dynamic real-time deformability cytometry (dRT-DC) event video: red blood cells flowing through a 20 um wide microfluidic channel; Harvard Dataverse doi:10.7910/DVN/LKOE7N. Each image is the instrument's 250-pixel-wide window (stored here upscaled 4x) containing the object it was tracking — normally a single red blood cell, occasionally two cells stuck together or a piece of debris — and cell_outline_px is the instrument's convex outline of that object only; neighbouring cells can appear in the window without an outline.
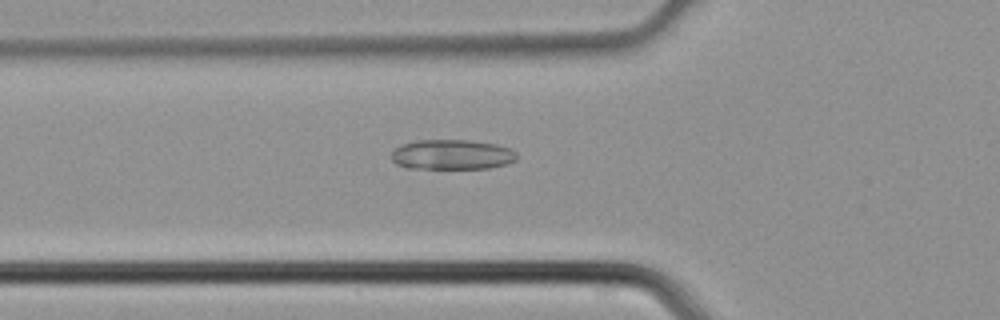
{"species": "common noctule bat (a hibernating species)", "species_latin": "Nyctalus noctula", "temperature_condition": "cold", "stored_images_in_passage": 9, "camera_frame_rate_fps": 3000, "um_per_image_px": 0.085, "animal": {"sex": "male", "body_mass_g": 21.5, "forearm_length_mm": 52.0}, "frame": {"image": 1, "passage_image": 2, "time_ms": 0.333, "image_size_px": [1000, 320], "cell_outline_px": [[516, 160], [504, 164], [488, 168], [408, 168], [396, 164], [392, 160], [392, 152], [400, 144], [416, 140], [468, 140], [496, 144], [508, 148], [516, 152]], "centroid_in_image_um": [38.38, 13.13], "position_along_channel_um": 87.4, "area_um2": 21.79}}
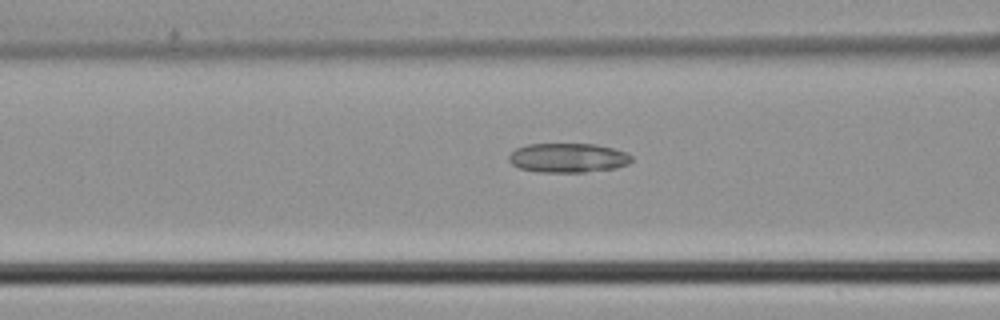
{"frame": {"image": 2, "passage_image": 4, "time_ms": 1.0, "image_size_px": [1000, 320], "cell_outline_px": [[632, 160], [628, 164], [616, 168], [584, 172], [540, 172], [520, 168], [512, 164], [508, 160], [508, 156], [516, 148], [528, 144], [596, 144], [628, 152], [632, 156]], "centroid_in_image_um": [48.3, 13.41], "position_along_channel_um": 118.3, "area_um2": 21.04}}
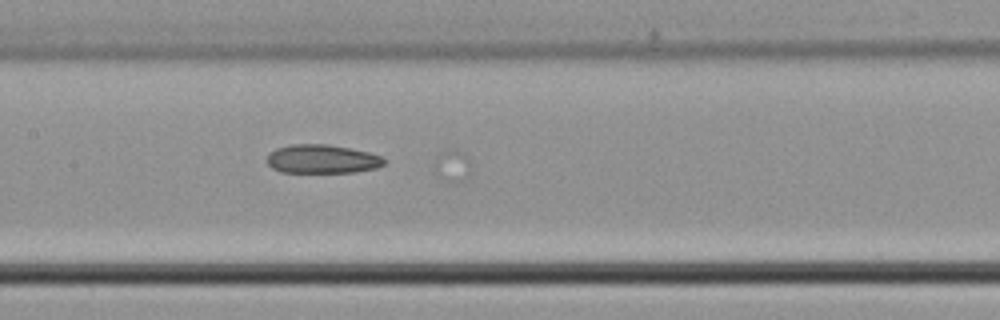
{"frame": {"image": 3, "passage_image": 8, "time_ms": 2.333, "image_size_px": [1000, 320], "cell_outline_px": [[388, 160], [384, 164], [376, 168], [352, 172], [280, 172], [272, 168], [264, 160], [268, 152], [276, 148], [292, 144], [328, 144], [368, 152], [380, 156]], "centroid_in_image_um": [27.32, 13.51], "position_along_channel_um": 180.1, "area_um2": 19.77}}